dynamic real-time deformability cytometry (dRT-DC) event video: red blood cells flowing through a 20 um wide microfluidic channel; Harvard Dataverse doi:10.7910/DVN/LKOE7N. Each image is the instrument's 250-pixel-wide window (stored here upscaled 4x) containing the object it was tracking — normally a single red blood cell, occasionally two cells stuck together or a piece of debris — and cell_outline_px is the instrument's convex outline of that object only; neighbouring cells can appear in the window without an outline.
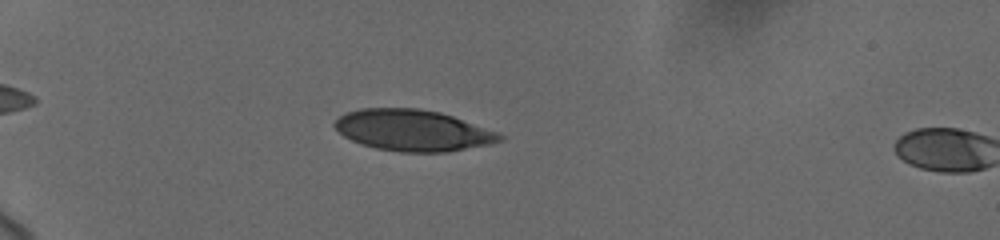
{"species": "human", "species_latin": "Homo sapiens", "temperature_condition": "cold", "stored_images_in_passage": 14, "camera_frame_rate_fps": 3000, "um_per_image_px": 0.085, "donor": {"sex": "female"}, "frame": {"image": 1, "passage_image": 12, "time_ms": 3.667, "image_size_px": [1000, 240], "cell_outline_px": [[504, 140], [492, 144], [448, 152], [400, 152], [376, 148], [360, 144], [344, 136], [332, 124], [344, 112], [360, 108], [420, 108], [440, 112], [452, 116], [496, 132], [504, 136]], "centroid_in_image_um": [35.08, 11.08], "position_along_channel_um": 49.9, "area_um2": 39.71}}